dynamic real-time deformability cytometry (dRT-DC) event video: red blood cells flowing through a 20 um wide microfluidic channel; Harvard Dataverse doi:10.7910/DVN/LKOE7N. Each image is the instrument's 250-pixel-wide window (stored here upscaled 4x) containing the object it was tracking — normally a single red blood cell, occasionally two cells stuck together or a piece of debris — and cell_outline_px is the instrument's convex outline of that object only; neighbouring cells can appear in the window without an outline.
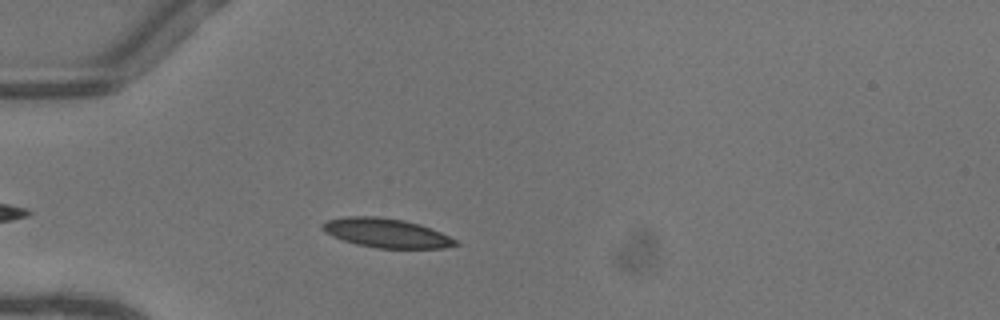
{"species": "common noctule bat (a hibernating species)", "species_latin": "Nyctalus noctula", "temperature_condition": "warm", "stored_images_in_passage": 35, "camera_frame_rate_fps": 3000, "um_per_image_px": 0.085, "animal": {"sex": "female"}, "frame": {"image": 1, "passage_image": 6, "time_ms": 1.667, "image_size_px": [1000, 320], "cell_outline_px": [[460, 244], [444, 248], [376, 248], [356, 244], [332, 236], [324, 232], [324, 224], [328, 220], [344, 216], [376, 216], [404, 220], [420, 224], [440, 232], [456, 240]], "centroid_in_image_um": [32.85, 19.8], "position_along_channel_um": 52.1, "area_um2": 22.43}}
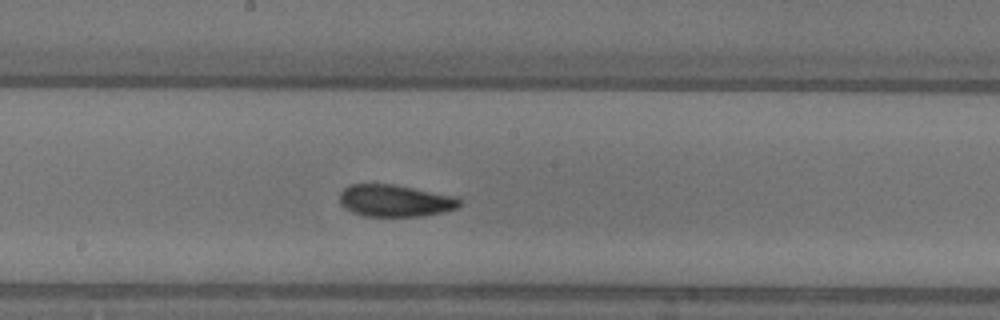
{"frame": {"image": 2, "passage_image": 19, "time_ms": 6.0, "image_size_px": [1000, 320], "cell_outline_px": [[460, 204], [456, 208], [444, 212], [420, 216], [364, 216], [352, 212], [344, 208], [340, 204], [340, 192], [348, 184], [392, 184], [456, 196], [460, 200]], "centroid_in_image_um": [33.55, 17.06], "position_along_channel_um": 214.7, "area_um2": 22.37}}
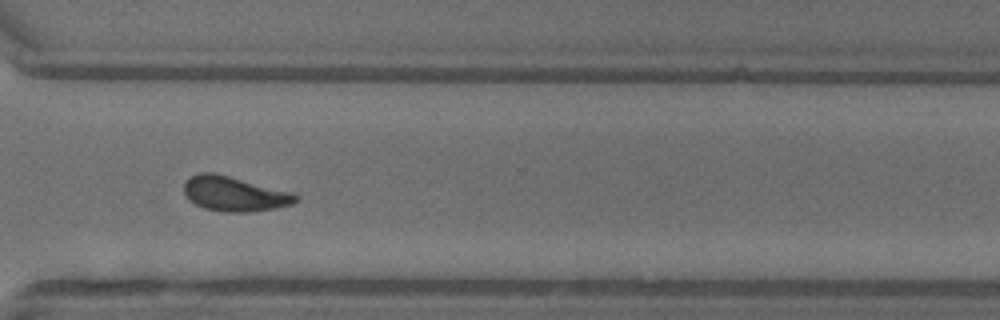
{"frame": {"image": 3, "passage_image": 29, "time_ms": 9.333, "image_size_px": [1000, 320], "cell_outline_px": [[300, 196], [292, 204], [276, 208], [252, 212], [224, 212], [204, 208], [188, 200], [184, 192], [184, 184], [192, 176], [200, 172], [212, 172], [292, 192]], "centroid_in_image_um": [19.92, 16.49], "position_along_channel_um": 350.7, "area_um2": 22.48}, "authors_computed_cell_mechanics": {"area_um2": 22.1374, "velocity_mm_per_s": 4.0938, "shape_relaxation_time_tau1_ms": 11.3906, "shape_relaxation_time_tau2_ms": 1.9828, "deformation_change_tau1": 0.235, "deformation_change_tau2": 0.0846}}